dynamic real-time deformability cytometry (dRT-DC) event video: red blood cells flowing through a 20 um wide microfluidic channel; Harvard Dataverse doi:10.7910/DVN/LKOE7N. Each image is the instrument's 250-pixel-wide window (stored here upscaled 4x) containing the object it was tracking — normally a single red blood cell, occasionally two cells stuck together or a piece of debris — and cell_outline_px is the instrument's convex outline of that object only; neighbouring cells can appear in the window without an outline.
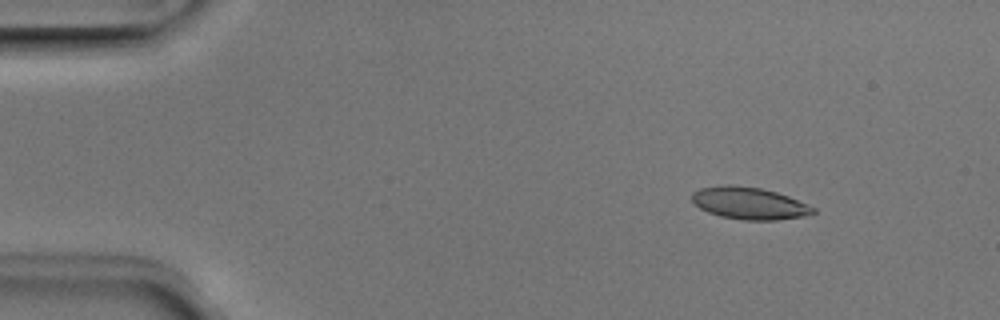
{"species": "Egyptian fruit bat (a non-hibernating species)", "species_latin": "Rousettus aegyptiacus", "temperature_condition": "room temperature", "stored_images_in_passage": 4, "camera_frame_rate_fps": 3000, "um_per_image_px": 0.085, "animal": {"sex": "male"}, "frame": {"image": 1, "passage_image": 2, "time_ms": 0.333, "image_size_px": [1000, 320], "cell_outline_px": [[816, 212], [804, 216], [776, 220], [744, 220], [720, 216], [708, 212], [700, 208], [692, 200], [692, 192], [700, 188], [728, 184], [732, 184], [760, 188], [776, 192], [788, 196], [808, 204], [816, 208]], "centroid_in_image_um": [63.69, 17.27], "position_along_channel_um": 21.3, "area_um2": 22.66}}